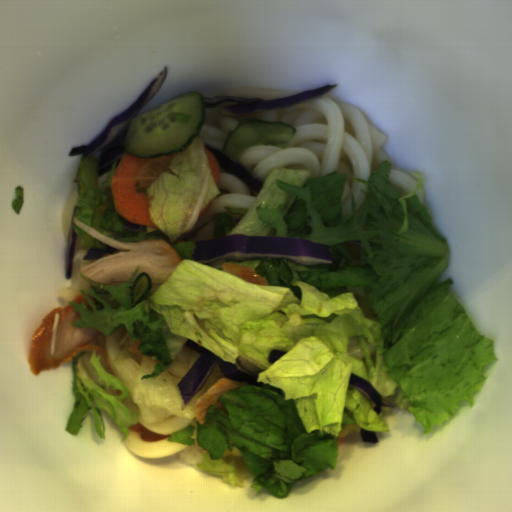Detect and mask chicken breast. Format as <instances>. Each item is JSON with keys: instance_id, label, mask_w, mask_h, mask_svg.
I'll list each match as a JSON object with an SVG mask.
<instances>
[{"instance_id": "2", "label": "chicken breast", "mask_w": 512, "mask_h": 512, "mask_svg": "<svg viewBox=\"0 0 512 512\" xmlns=\"http://www.w3.org/2000/svg\"><path fill=\"white\" fill-rule=\"evenodd\" d=\"M80 314L71 304L55 308L44 316L28 345V365L34 376L43 371L57 370L63 363L72 362L82 350L92 349L101 355L111 368L107 354V335L95 328L75 326Z\"/></svg>"}, {"instance_id": "6", "label": "chicken breast", "mask_w": 512, "mask_h": 512, "mask_svg": "<svg viewBox=\"0 0 512 512\" xmlns=\"http://www.w3.org/2000/svg\"><path fill=\"white\" fill-rule=\"evenodd\" d=\"M128 343L130 347H128V352H130L132 358L136 361L137 364H141L142 358L144 354L138 349V345L141 343V340H132L131 336L128 338Z\"/></svg>"}, {"instance_id": "5", "label": "chicken breast", "mask_w": 512, "mask_h": 512, "mask_svg": "<svg viewBox=\"0 0 512 512\" xmlns=\"http://www.w3.org/2000/svg\"><path fill=\"white\" fill-rule=\"evenodd\" d=\"M130 431H133L135 433H139L141 440L144 442H154V441H161L163 439L168 438L170 435H162L155 433L151 430H149L147 427H145L142 423L138 421L137 424L128 427Z\"/></svg>"}, {"instance_id": "3", "label": "chicken breast", "mask_w": 512, "mask_h": 512, "mask_svg": "<svg viewBox=\"0 0 512 512\" xmlns=\"http://www.w3.org/2000/svg\"><path fill=\"white\" fill-rule=\"evenodd\" d=\"M246 384L249 383L231 380L225 376L219 378L200 398L195 400L193 412L196 416V420L204 424L206 422L207 411L211 405L226 414L227 410L225 406L218 401L219 396Z\"/></svg>"}, {"instance_id": "7", "label": "chicken breast", "mask_w": 512, "mask_h": 512, "mask_svg": "<svg viewBox=\"0 0 512 512\" xmlns=\"http://www.w3.org/2000/svg\"><path fill=\"white\" fill-rule=\"evenodd\" d=\"M82 301L84 302V305L87 309H89V310L92 309L90 302L88 301L86 296L83 294H78L77 296H75L73 298V300L71 302L81 305Z\"/></svg>"}, {"instance_id": "1", "label": "chicken breast", "mask_w": 512, "mask_h": 512, "mask_svg": "<svg viewBox=\"0 0 512 512\" xmlns=\"http://www.w3.org/2000/svg\"><path fill=\"white\" fill-rule=\"evenodd\" d=\"M73 223L81 230L104 243L110 248L117 249L114 254H105L98 259L80 267L77 271L83 276L100 284L120 285L131 279L133 284L136 277L146 272L152 281L150 294L174 273L183 260L177 250L162 239L140 240L133 243H123L110 238L84 223L76 216Z\"/></svg>"}, {"instance_id": "4", "label": "chicken breast", "mask_w": 512, "mask_h": 512, "mask_svg": "<svg viewBox=\"0 0 512 512\" xmlns=\"http://www.w3.org/2000/svg\"><path fill=\"white\" fill-rule=\"evenodd\" d=\"M222 270L226 273L234 275L239 279L251 283L253 285H270L265 276H260L251 266H242L233 262H223Z\"/></svg>"}]
</instances>
